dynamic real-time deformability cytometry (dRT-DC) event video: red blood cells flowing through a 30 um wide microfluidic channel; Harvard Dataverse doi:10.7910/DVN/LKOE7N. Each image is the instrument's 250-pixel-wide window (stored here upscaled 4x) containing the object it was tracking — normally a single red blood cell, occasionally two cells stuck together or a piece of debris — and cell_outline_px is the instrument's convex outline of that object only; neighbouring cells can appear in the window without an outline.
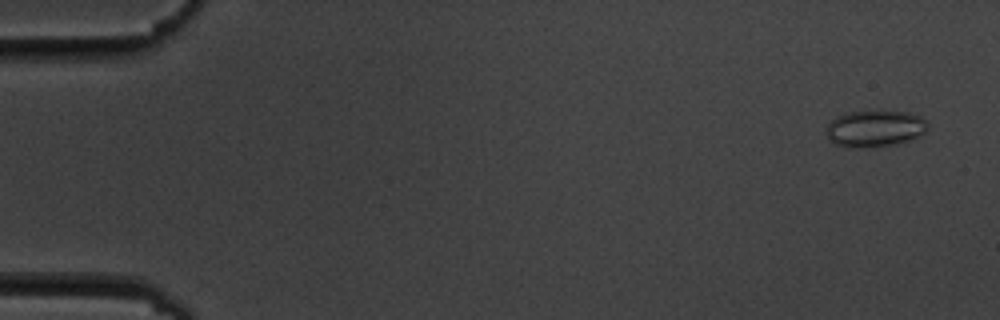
{"species": "common noctule bat (a hibernating species)", "species_latin": "Nyctalus noctula", "temperature_condition": "cold", "stored_images_in_passage": 6, "segment_of_instrument_passage": [1, 2], "camera_frame_rate_fps": 3000, "um_per_image_px": 0.085, "animal": {"sex": "male", "body_mass_g": 19.5, "forearm_length_mm": 54.6}, "frame": {"image": 1, "passage_image": 1, "time_ms": 0.0, "image_size_px": [1000, 320], "cell_outline_px": [[928, 128], [920, 136], [912, 140], [896, 144], [864, 148], [848, 148], [836, 144], [828, 140], [824, 132], [828, 124], [832, 120], [848, 112], [880, 108], [908, 112], [920, 116], [928, 124]], "centroid_in_image_um": [74.36, 10.9], "position_along_channel_um": 10.6, "area_um2": 22.54}}
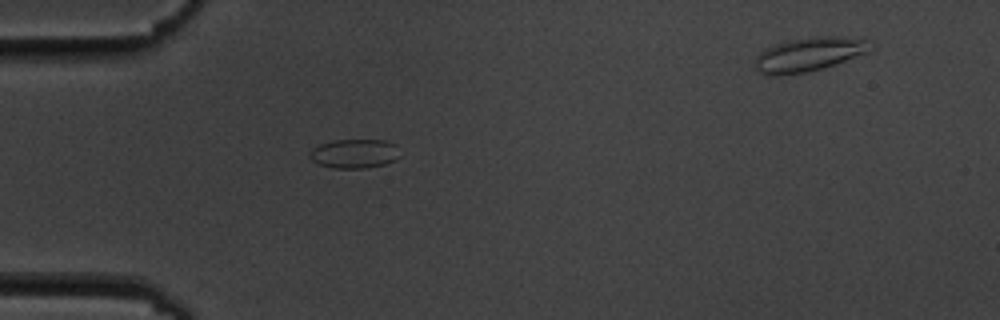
{"frame": {"image": 2, "passage_image": 5, "time_ms": 4.667, "image_size_px": [1000, 320], "cell_outline_px": [[400, 156], [396, 160], [384, 164], [364, 168], [332, 168], [320, 164], [312, 160], [308, 152], [312, 148], [320, 144], [336, 140], [384, 140], [396, 144]], "centroid_in_image_um": [30.14, 13.05], "position_along_channel_um": 54.9, "area_um2": 15.32}}